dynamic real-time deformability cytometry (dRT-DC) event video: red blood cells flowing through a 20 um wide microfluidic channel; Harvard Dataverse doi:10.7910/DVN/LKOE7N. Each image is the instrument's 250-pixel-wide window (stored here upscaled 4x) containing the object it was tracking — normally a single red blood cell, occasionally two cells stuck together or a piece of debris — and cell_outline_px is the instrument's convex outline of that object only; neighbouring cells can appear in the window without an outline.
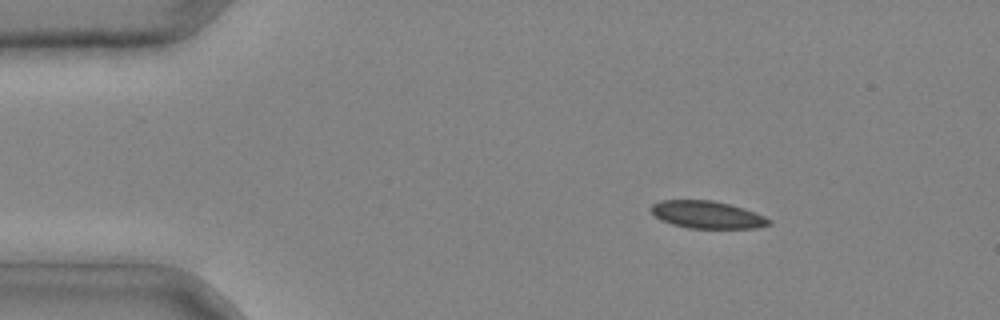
{"species": "common noctule bat (a hibernating species)", "species_latin": "Nyctalus noctula", "temperature_condition": "cold", "stored_images_in_passage": 3, "camera_frame_rate_fps": 3000, "um_per_image_px": 0.085, "animal": {"sex": "male", "body_mass_g": 20.4}, "frame": {"image": 1, "passage_image": 2, "time_ms": 0.333, "image_size_px": [1000, 320], "cell_outline_px": [[772, 224], [756, 228], [688, 228], [672, 224], [660, 220], [648, 208], [652, 204], [660, 200], [712, 200], [744, 208], [764, 216], [772, 220]], "centroid_in_image_um": [60.09, 18.25], "position_along_channel_um": 24.9, "area_um2": 18.9}}